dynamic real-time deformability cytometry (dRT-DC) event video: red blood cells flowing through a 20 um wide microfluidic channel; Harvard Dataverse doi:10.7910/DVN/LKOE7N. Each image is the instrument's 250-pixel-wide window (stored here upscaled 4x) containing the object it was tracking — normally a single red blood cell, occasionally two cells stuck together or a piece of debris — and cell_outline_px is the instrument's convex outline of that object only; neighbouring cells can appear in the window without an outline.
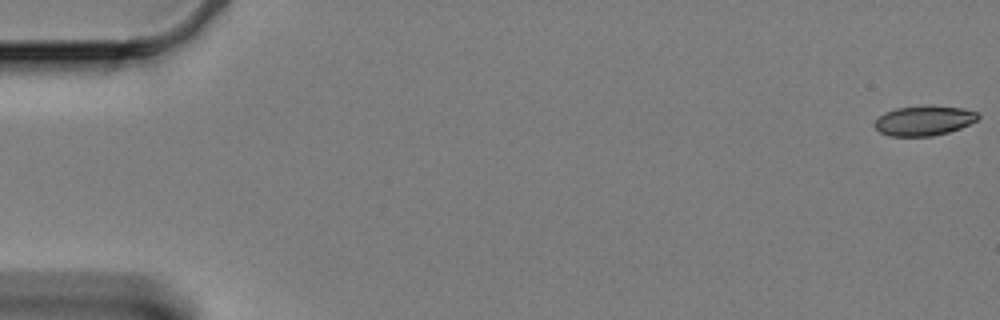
{"species": "Egyptian fruit bat (a non-hibernating species)", "species_latin": "Rousettus aegyptiacus", "temperature_condition": "cold", "stored_images_in_passage": 30, "camera_frame_rate_fps": 3000, "um_per_image_px": 0.085, "animal": {"sex": "female"}, "frame": {"image": 1, "passage_image": 1, "time_ms": 0.0, "image_size_px": [1000, 320], "cell_outline_px": [[980, 116], [976, 120], [960, 128], [948, 132], [932, 136], [888, 136], [880, 132], [872, 124], [884, 112], [896, 108], [928, 104], [932, 104], [964, 108], [976, 112]], "centroid_in_image_um": [78.52, 10.23], "position_along_channel_um": 6.5, "area_um2": 18.26}}
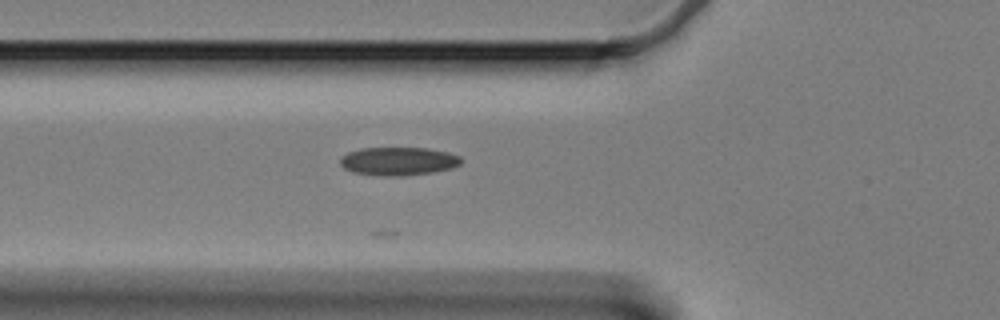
{"frame": {"image": 2, "passage_image": 22, "time_ms": 7.0, "image_size_px": [1000, 320], "cell_outline_px": [[460, 164], [452, 168], [436, 172], [404, 176], [380, 176], [352, 172], [344, 168], [340, 164], [340, 156], [348, 152], [360, 148], [428, 148], [448, 152], [460, 156]], "centroid_in_image_um": [33.84, 13.71], "position_along_channel_um": 92.0, "area_um2": 20.17}}
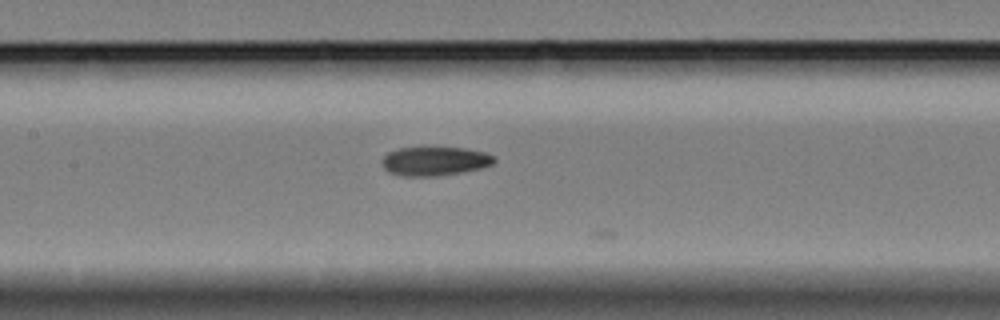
{"frame": {"image": 3, "passage_image": 29, "time_ms": 9.333, "image_size_px": [1000, 320], "cell_outline_px": [[496, 160], [492, 164], [480, 168], [460, 172], [436, 176], [404, 176], [388, 172], [384, 168], [380, 160], [388, 152], [400, 148], [464, 148], [484, 152], [496, 156]], "centroid_in_image_um": [36.94, 13.7], "position_along_channel_um": 170.5, "area_um2": 18.79}}